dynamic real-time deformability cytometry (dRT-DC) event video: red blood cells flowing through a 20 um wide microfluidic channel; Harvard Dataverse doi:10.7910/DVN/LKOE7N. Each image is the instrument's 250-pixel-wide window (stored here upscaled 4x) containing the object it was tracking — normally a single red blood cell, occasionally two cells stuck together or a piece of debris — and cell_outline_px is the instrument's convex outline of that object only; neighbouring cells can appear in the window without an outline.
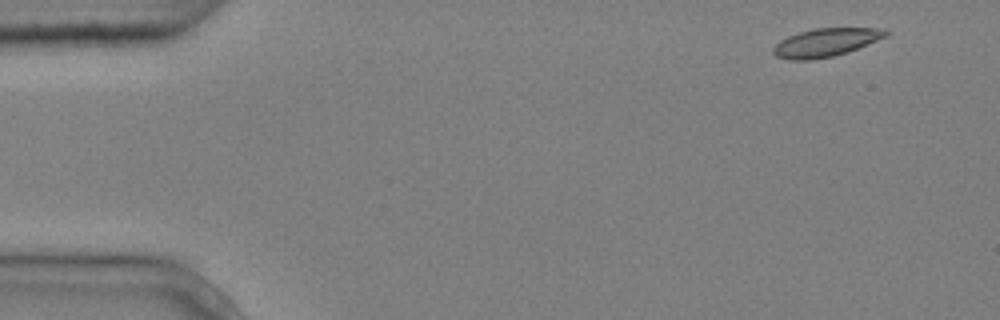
{"species": "common noctule bat (a hibernating species)", "species_latin": "Nyctalus noctula", "temperature_condition": "cold", "stored_images_in_passage": 3, "camera_frame_rate_fps": 3000, "um_per_image_px": 0.085, "animal": {"sex": "male", "body_mass_g": 20.4}, "frame": {"image": 1, "passage_image": 1, "time_ms": 0.0, "image_size_px": [1000, 320], "cell_outline_px": [[892, 32], [888, 36], [848, 52], [832, 56], [808, 60], [788, 60], [776, 56], [772, 52], [772, 48], [780, 40], [788, 36], [800, 32], [816, 28], [884, 28]], "centroid_in_image_um": [70.22, 3.6], "position_along_channel_um": 14.8, "area_um2": 18.61}}